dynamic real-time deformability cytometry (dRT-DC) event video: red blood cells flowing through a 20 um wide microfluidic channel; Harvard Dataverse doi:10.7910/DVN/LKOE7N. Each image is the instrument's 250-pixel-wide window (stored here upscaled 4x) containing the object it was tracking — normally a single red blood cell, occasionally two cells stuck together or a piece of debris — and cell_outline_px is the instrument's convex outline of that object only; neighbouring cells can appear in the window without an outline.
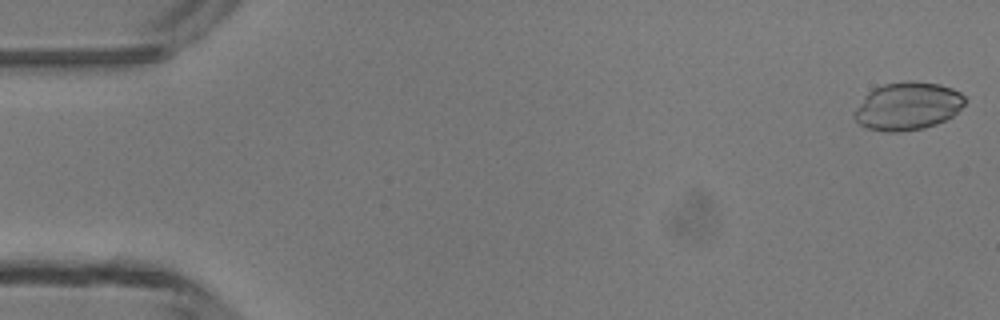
{"species": "common noctule bat (a hibernating species)", "species_latin": "Nyctalus noctula", "temperature_condition": "room temperature", "stored_images_in_passage": 4, "camera_frame_rate_fps": 3000, "um_per_image_px": 0.085, "animal": {"sex": "male", "body_mass_g": 13.3}, "frame": {"image": 1, "passage_image": 1, "time_ms": 0.0, "image_size_px": [1000, 320], "cell_outline_px": [[968, 100], [952, 116], [936, 124], [924, 128], [896, 132], [884, 132], [868, 128], [860, 124], [856, 120], [856, 108], [864, 96], [872, 88], [884, 84], [908, 80], [912, 80], [940, 84], [952, 88], [960, 92]], "centroid_in_image_um": [77.17, 9.0], "position_along_channel_um": 7.8, "area_um2": 30.87}}
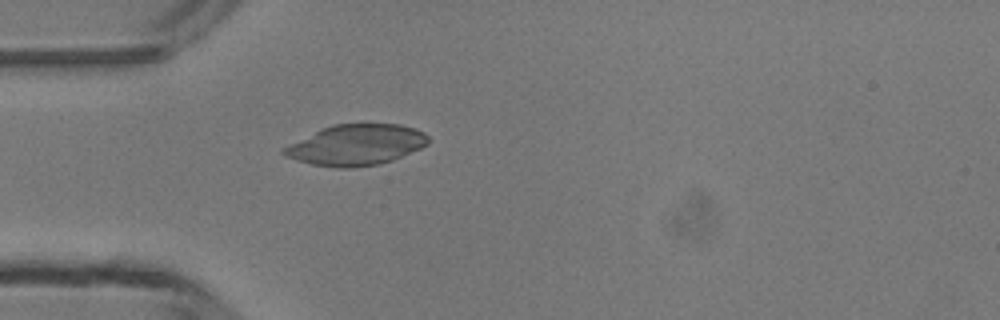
{"frame": {"image": 2, "passage_image": 4, "time_ms": 4.333, "image_size_px": [1000, 320], "cell_outline_px": [[428, 144], [420, 148], [392, 160], [380, 164], [356, 168], [340, 168], [312, 164], [284, 156], [280, 152], [284, 148], [332, 124], [400, 124], [416, 128], [424, 132], [428, 136]], "centroid_in_image_um": [30.32, 12.32], "position_along_channel_um": 54.7, "area_um2": 33.87}}